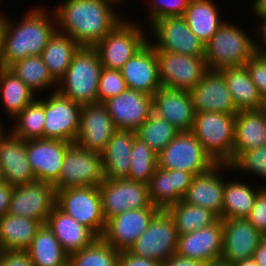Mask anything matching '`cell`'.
<instances>
[{
	"label": "cell",
	"mask_w": 266,
	"mask_h": 266,
	"mask_svg": "<svg viewBox=\"0 0 266 266\" xmlns=\"http://www.w3.org/2000/svg\"><path fill=\"white\" fill-rule=\"evenodd\" d=\"M37 95L8 68H0V101L13 120Z\"/></svg>",
	"instance_id": "8d00e7d4"
},
{
	"label": "cell",
	"mask_w": 266,
	"mask_h": 266,
	"mask_svg": "<svg viewBox=\"0 0 266 266\" xmlns=\"http://www.w3.org/2000/svg\"><path fill=\"white\" fill-rule=\"evenodd\" d=\"M218 71L223 75L238 111L261 108L260 93L246 66L226 67Z\"/></svg>",
	"instance_id": "4dcf8cb0"
},
{
	"label": "cell",
	"mask_w": 266,
	"mask_h": 266,
	"mask_svg": "<svg viewBox=\"0 0 266 266\" xmlns=\"http://www.w3.org/2000/svg\"><path fill=\"white\" fill-rule=\"evenodd\" d=\"M117 1H119V2L122 3V5H123V3H124L125 1H127V0H117Z\"/></svg>",
	"instance_id": "e7e4bbea"
},
{
	"label": "cell",
	"mask_w": 266,
	"mask_h": 266,
	"mask_svg": "<svg viewBox=\"0 0 266 266\" xmlns=\"http://www.w3.org/2000/svg\"><path fill=\"white\" fill-rule=\"evenodd\" d=\"M205 263L189 258H183L178 255H173L163 263L161 266H204Z\"/></svg>",
	"instance_id": "db71d44e"
},
{
	"label": "cell",
	"mask_w": 266,
	"mask_h": 266,
	"mask_svg": "<svg viewBox=\"0 0 266 266\" xmlns=\"http://www.w3.org/2000/svg\"><path fill=\"white\" fill-rule=\"evenodd\" d=\"M204 266H233V264L222 259H218L206 262Z\"/></svg>",
	"instance_id": "6f0895ef"
},
{
	"label": "cell",
	"mask_w": 266,
	"mask_h": 266,
	"mask_svg": "<svg viewBox=\"0 0 266 266\" xmlns=\"http://www.w3.org/2000/svg\"><path fill=\"white\" fill-rule=\"evenodd\" d=\"M31 7L17 21L3 14L2 26V67L8 68L13 63L28 56L41 55L50 37L57 30L52 9L42 6Z\"/></svg>",
	"instance_id": "7a4b0ae2"
},
{
	"label": "cell",
	"mask_w": 266,
	"mask_h": 266,
	"mask_svg": "<svg viewBox=\"0 0 266 266\" xmlns=\"http://www.w3.org/2000/svg\"><path fill=\"white\" fill-rule=\"evenodd\" d=\"M253 258L258 266H266V237H264L258 244L254 252Z\"/></svg>",
	"instance_id": "9f6ffc18"
},
{
	"label": "cell",
	"mask_w": 266,
	"mask_h": 266,
	"mask_svg": "<svg viewBox=\"0 0 266 266\" xmlns=\"http://www.w3.org/2000/svg\"><path fill=\"white\" fill-rule=\"evenodd\" d=\"M251 12L254 18L266 19V0H251ZM256 15V16H255Z\"/></svg>",
	"instance_id": "11a10c76"
},
{
	"label": "cell",
	"mask_w": 266,
	"mask_h": 266,
	"mask_svg": "<svg viewBox=\"0 0 266 266\" xmlns=\"http://www.w3.org/2000/svg\"><path fill=\"white\" fill-rule=\"evenodd\" d=\"M222 250L223 227L219 218L208 227L179 235L176 255L206 263L220 259Z\"/></svg>",
	"instance_id": "cb8c5ba5"
},
{
	"label": "cell",
	"mask_w": 266,
	"mask_h": 266,
	"mask_svg": "<svg viewBox=\"0 0 266 266\" xmlns=\"http://www.w3.org/2000/svg\"><path fill=\"white\" fill-rule=\"evenodd\" d=\"M43 222L32 218L14 216L9 213L0 218V251H25Z\"/></svg>",
	"instance_id": "1f68e13d"
},
{
	"label": "cell",
	"mask_w": 266,
	"mask_h": 266,
	"mask_svg": "<svg viewBox=\"0 0 266 266\" xmlns=\"http://www.w3.org/2000/svg\"><path fill=\"white\" fill-rule=\"evenodd\" d=\"M260 110L262 111V113L266 117V101H262Z\"/></svg>",
	"instance_id": "6125c7cd"
},
{
	"label": "cell",
	"mask_w": 266,
	"mask_h": 266,
	"mask_svg": "<svg viewBox=\"0 0 266 266\" xmlns=\"http://www.w3.org/2000/svg\"><path fill=\"white\" fill-rule=\"evenodd\" d=\"M226 20L205 44V61L208 70L245 66L255 54V40L240 25ZM246 32V33H245Z\"/></svg>",
	"instance_id": "277c9868"
},
{
	"label": "cell",
	"mask_w": 266,
	"mask_h": 266,
	"mask_svg": "<svg viewBox=\"0 0 266 266\" xmlns=\"http://www.w3.org/2000/svg\"><path fill=\"white\" fill-rule=\"evenodd\" d=\"M13 188L8 183L0 185V218L8 213Z\"/></svg>",
	"instance_id": "f5cc1de1"
},
{
	"label": "cell",
	"mask_w": 266,
	"mask_h": 266,
	"mask_svg": "<svg viewBox=\"0 0 266 266\" xmlns=\"http://www.w3.org/2000/svg\"><path fill=\"white\" fill-rule=\"evenodd\" d=\"M56 205L70 217L102 237L106 220L99 186L70 187L56 191Z\"/></svg>",
	"instance_id": "ba28073f"
},
{
	"label": "cell",
	"mask_w": 266,
	"mask_h": 266,
	"mask_svg": "<svg viewBox=\"0 0 266 266\" xmlns=\"http://www.w3.org/2000/svg\"><path fill=\"white\" fill-rule=\"evenodd\" d=\"M191 132L216 164L233 162L235 115L220 112L195 113Z\"/></svg>",
	"instance_id": "5b68a950"
},
{
	"label": "cell",
	"mask_w": 266,
	"mask_h": 266,
	"mask_svg": "<svg viewBox=\"0 0 266 266\" xmlns=\"http://www.w3.org/2000/svg\"><path fill=\"white\" fill-rule=\"evenodd\" d=\"M48 93L43 94L45 117L43 139L75 143L82 106L61 95L57 90L49 96Z\"/></svg>",
	"instance_id": "4fadbf2b"
},
{
	"label": "cell",
	"mask_w": 266,
	"mask_h": 266,
	"mask_svg": "<svg viewBox=\"0 0 266 266\" xmlns=\"http://www.w3.org/2000/svg\"><path fill=\"white\" fill-rule=\"evenodd\" d=\"M118 266H161V263L153 259L136 256L125 250L119 253Z\"/></svg>",
	"instance_id": "f907efd6"
},
{
	"label": "cell",
	"mask_w": 266,
	"mask_h": 266,
	"mask_svg": "<svg viewBox=\"0 0 266 266\" xmlns=\"http://www.w3.org/2000/svg\"><path fill=\"white\" fill-rule=\"evenodd\" d=\"M223 250L220 259L232 264L252 258L264 238L246 218L222 219Z\"/></svg>",
	"instance_id": "44dd1931"
},
{
	"label": "cell",
	"mask_w": 266,
	"mask_h": 266,
	"mask_svg": "<svg viewBox=\"0 0 266 266\" xmlns=\"http://www.w3.org/2000/svg\"><path fill=\"white\" fill-rule=\"evenodd\" d=\"M136 131L117 129L101 153L105 179L128 178Z\"/></svg>",
	"instance_id": "f1b7e54d"
},
{
	"label": "cell",
	"mask_w": 266,
	"mask_h": 266,
	"mask_svg": "<svg viewBox=\"0 0 266 266\" xmlns=\"http://www.w3.org/2000/svg\"><path fill=\"white\" fill-rule=\"evenodd\" d=\"M126 18L94 46L103 68L121 69L150 39L141 23Z\"/></svg>",
	"instance_id": "8992f818"
},
{
	"label": "cell",
	"mask_w": 266,
	"mask_h": 266,
	"mask_svg": "<svg viewBox=\"0 0 266 266\" xmlns=\"http://www.w3.org/2000/svg\"><path fill=\"white\" fill-rule=\"evenodd\" d=\"M37 96L38 93L57 90L58 82L50 74L41 55L28 56L8 67ZM52 89V90H51Z\"/></svg>",
	"instance_id": "74e56055"
},
{
	"label": "cell",
	"mask_w": 266,
	"mask_h": 266,
	"mask_svg": "<svg viewBox=\"0 0 266 266\" xmlns=\"http://www.w3.org/2000/svg\"><path fill=\"white\" fill-rule=\"evenodd\" d=\"M81 46L68 34L56 30L42 51V59L58 82L67 72L74 54Z\"/></svg>",
	"instance_id": "e575fe53"
},
{
	"label": "cell",
	"mask_w": 266,
	"mask_h": 266,
	"mask_svg": "<svg viewBox=\"0 0 266 266\" xmlns=\"http://www.w3.org/2000/svg\"><path fill=\"white\" fill-rule=\"evenodd\" d=\"M121 4L117 0H63L52 10L59 32L80 46L94 47L125 19L116 9Z\"/></svg>",
	"instance_id": "6da1fadb"
},
{
	"label": "cell",
	"mask_w": 266,
	"mask_h": 266,
	"mask_svg": "<svg viewBox=\"0 0 266 266\" xmlns=\"http://www.w3.org/2000/svg\"><path fill=\"white\" fill-rule=\"evenodd\" d=\"M37 96L28 106H26L14 119L11 133L21 139H43L45 124L44 117V97Z\"/></svg>",
	"instance_id": "ab89813d"
},
{
	"label": "cell",
	"mask_w": 266,
	"mask_h": 266,
	"mask_svg": "<svg viewBox=\"0 0 266 266\" xmlns=\"http://www.w3.org/2000/svg\"><path fill=\"white\" fill-rule=\"evenodd\" d=\"M0 266H33V263L26 251L4 250L0 251Z\"/></svg>",
	"instance_id": "681fc988"
},
{
	"label": "cell",
	"mask_w": 266,
	"mask_h": 266,
	"mask_svg": "<svg viewBox=\"0 0 266 266\" xmlns=\"http://www.w3.org/2000/svg\"><path fill=\"white\" fill-rule=\"evenodd\" d=\"M116 130L117 128L103 103L84 105L80 114V125L75 144L101 154Z\"/></svg>",
	"instance_id": "e0dca14e"
},
{
	"label": "cell",
	"mask_w": 266,
	"mask_h": 266,
	"mask_svg": "<svg viewBox=\"0 0 266 266\" xmlns=\"http://www.w3.org/2000/svg\"><path fill=\"white\" fill-rule=\"evenodd\" d=\"M262 101H266V58L254 54L245 64Z\"/></svg>",
	"instance_id": "7dc6e473"
},
{
	"label": "cell",
	"mask_w": 266,
	"mask_h": 266,
	"mask_svg": "<svg viewBox=\"0 0 266 266\" xmlns=\"http://www.w3.org/2000/svg\"><path fill=\"white\" fill-rule=\"evenodd\" d=\"M246 219L266 237V186L258 192L254 206Z\"/></svg>",
	"instance_id": "c3c4849f"
},
{
	"label": "cell",
	"mask_w": 266,
	"mask_h": 266,
	"mask_svg": "<svg viewBox=\"0 0 266 266\" xmlns=\"http://www.w3.org/2000/svg\"><path fill=\"white\" fill-rule=\"evenodd\" d=\"M191 0H148L147 17L149 27L158 19L183 16ZM149 5V7H148Z\"/></svg>",
	"instance_id": "bcb514c9"
},
{
	"label": "cell",
	"mask_w": 266,
	"mask_h": 266,
	"mask_svg": "<svg viewBox=\"0 0 266 266\" xmlns=\"http://www.w3.org/2000/svg\"><path fill=\"white\" fill-rule=\"evenodd\" d=\"M25 251L33 266H68L69 255L46 223L38 229L32 244Z\"/></svg>",
	"instance_id": "d590c367"
},
{
	"label": "cell",
	"mask_w": 266,
	"mask_h": 266,
	"mask_svg": "<svg viewBox=\"0 0 266 266\" xmlns=\"http://www.w3.org/2000/svg\"><path fill=\"white\" fill-rule=\"evenodd\" d=\"M178 236L173 218L166 210H160L128 251L163 263L176 254Z\"/></svg>",
	"instance_id": "9c48e42d"
},
{
	"label": "cell",
	"mask_w": 266,
	"mask_h": 266,
	"mask_svg": "<svg viewBox=\"0 0 266 266\" xmlns=\"http://www.w3.org/2000/svg\"><path fill=\"white\" fill-rule=\"evenodd\" d=\"M194 175L180 170H168L157 167L148 184L151 204L160 210L183 200Z\"/></svg>",
	"instance_id": "484cf974"
},
{
	"label": "cell",
	"mask_w": 266,
	"mask_h": 266,
	"mask_svg": "<svg viewBox=\"0 0 266 266\" xmlns=\"http://www.w3.org/2000/svg\"><path fill=\"white\" fill-rule=\"evenodd\" d=\"M46 224L68 255L82 250L98 238L90 228L70 217L57 205L52 209Z\"/></svg>",
	"instance_id": "83f0119b"
},
{
	"label": "cell",
	"mask_w": 266,
	"mask_h": 266,
	"mask_svg": "<svg viewBox=\"0 0 266 266\" xmlns=\"http://www.w3.org/2000/svg\"><path fill=\"white\" fill-rule=\"evenodd\" d=\"M159 211L151 204L117 214L106 221L102 238L118 251L129 250Z\"/></svg>",
	"instance_id": "2e32d148"
},
{
	"label": "cell",
	"mask_w": 266,
	"mask_h": 266,
	"mask_svg": "<svg viewBox=\"0 0 266 266\" xmlns=\"http://www.w3.org/2000/svg\"><path fill=\"white\" fill-rule=\"evenodd\" d=\"M157 167V153L136 136L133 141L130 171L127 179L148 185Z\"/></svg>",
	"instance_id": "7bdbcfd3"
},
{
	"label": "cell",
	"mask_w": 266,
	"mask_h": 266,
	"mask_svg": "<svg viewBox=\"0 0 266 266\" xmlns=\"http://www.w3.org/2000/svg\"><path fill=\"white\" fill-rule=\"evenodd\" d=\"M105 220L131 209L149 207L148 185L130 179H105L99 185Z\"/></svg>",
	"instance_id": "5bb4252c"
},
{
	"label": "cell",
	"mask_w": 266,
	"mask_h": 266,
	"mask_svg": "<svg viewBox=\"0 0 266 266\" xmlns=\"http://www.w3.org/2000/svg\"><path fill=\"white\" fill-rule=\"evenodd\" d=\"M179 132L170 122L152 113L136 130V135L159 154Z\"/></svg>",
	"instance_id": "b9f144b4"
},
{
	"label": "cell",
	"mask_w": 266,
	"mask_h": 266,
	"mask_svg": "<svg viewBox=\"0 0 266 266\" xmlns=\"http://www.w3.org/2000/svg\"><path fill=\"white\" fill-rule=\"evenodd\" d=\"M166 211L173 218L178 235L208 227L219 219L211 210L188 204L183 200L168 207Z\"/></svg>",
	"instance_id": "f35d334b"
},
{
	"label": "cell",
	"mask_w": 266,
	"mask_h": 266,
	"mask_svg": "<svg viewBox=\"0 0 266 266\" xmlns=\"http://www.w3.org/2000/svg\"><path fill=\"white\" fill-rule=\"evenodd\" d=\"M153 113L178 131H191L195 111L190 91L160 87L152 96Z\"/></svg>",
	"instance_id": "d4e9b609"
},
{
	"label": "cell",
	"mask_w": 266,
	"mask_h": 266,
	"mask_svg": "<svg viewBox=\"0 0 266 266\" xmlns=\"http://www.w3.org/2000/svg\"><path fill=\"white\" fill-rule=\"evenodd\" d=\"M233 266H258V264L256 263L255 259L252 257L243 261L236 262L233 264Z\"/></svg>",
	"instance_id": "680465c9"
},
{
	"label": "cell",
	"mask_w": 266,
	"mask_h": 266,
	"mask_svg": "<svg viewBox=\"0 0 266 266\" xmlns=\"http://www.w3.org/2000/svg\"><path fill=\"white\" fill-rule=\"evenodd\" d=\"M215 3L213 0H191L183 14L190 30L205 44L226 21Z\"/></svg>",
	"instance_id": "d6a6232c"
},
{
	"label": "cell",
	"mask_w": 266,
	"mask_h": 266,
	"mask_svg": "<svg viewBox=\"0 0 266 266\" xmlns=\"http://www.w3.org/2000/svg\"><path fill=\"white\" fill-rule=\"evenodd\" d=\"M266 145V117L260 109L242 110L235 115L233 161L244 151Z\"/></svg>",
	"instance_id": "f546056e"
},
{
	"label": "cell",
	"mask_w": 266,
	"mask_h": 266,
	"mask_svg": "<svg viewBox=\"0 0 266 266\" xmlns=\"http://www.w3.org/2000/svg\"><path fill=\"white\" fill-rule=\"evenodd\" d=\"M149 29L152 33L148 36H151L149 42L155 50L190 56H205V43L190 30L183 16L158 19Z\"/></svg>",
	"instance_id": "7c38bea8"
},
{
	"label": "cell",
	"mask_w": 266,
	"mask_h": 266,
	"mask_svg": "<svg viewBox=\"0 0 266 266\" xmlns=\"http://www.w3.org/2000/svg\"><path fill=\"white\" fill-rule=\"evenodd\" d=\"M127 88L126 81L120 70L102 68L99 77L96 103H104L108 99L124 92Z\"/></svg>",
	"instance_id": "f6af8a7d"
},
{
	"label": "cell",
	"mask_w": 266,
	"mask_h": 266,
	"mask_svg": "<svg viewBox=\"0 0 266 266\" xmlns=\"http://www.w3.org/2000/svg\"><path fill=\"white\" fill-rule=\"evenodd\" d=\"M0 167L5 183L20 186L36 181L27 158L26 141L11 132L0 145Z\"/></svg>",
	"instance_id": "4316f807"
},
{
	"label": "cell",
	"mask_w": 266,
	"mask_h": 266,
	"mask_svg": "<svg viewBox=\"0 0 266 266\" xmlns=\"http://www.w3.org/2000/svg\"><path fill=\"white\" fill-rule=\"evenodd\" d=\"M0 5H1V0H0ZM4 12H3V10H0V14H3Z\"/></svg>",
	"instance_id": "03108f58"
},
{
	"label": "cell",
	"mask_w": 266,
	"mask_h": 266,
	"mask_svg": "<svg viewBox=\"0 0 266 266\" xmlns=\"http://www.w3.org/2000/svg\"><path fill=\"white\" fill-rule=\"evenodd\" d=\"M71 144L63 140H26L27 158L37 180L52 185L59 181L65 154Z\"/></svg>",
	"instance_id": "ac0fdd59"
},
{
	"label": "cell",
	"mask_w": 266,
	"mask_h": 266,
	"mask_svg": "<svg viewBox=\"0 0 266 266\" xmlns=\"http://www.w3.org/2000/svg\"><path fill=\"white\" fill-rule=\"evenodd\" d=\"M161 87L191 91L208 71L205 56L156 50Z\"/></svg>",
	"instance_id": "8fae6325"
},
{
	"label": "cell",
	"mask_w": 266,
	"mask_h": 266,
	"mask_svg": "<svg viewBox=\"0 0 266 266\" xmlns=\"http://www.w3.org/2000/svg\"><path fill=\"white\" fill-rule=\"evenodd\" d=\"M259 21L260 24L258 29L255 28L256 34H254L255 54L266 58V19H259Z\"/></svg>",
	"instance_id": "816d5d0a"
},
{
	"label": "cell",
	"mask_w": 266,
	"mask_h": 266,
	"mask_svg": "<svg viewBox=\"0 0 266 266\" xmlns=\"http://www.w3.org/2000/svg\"><path fill=\"white\" fill-rule=\"evenodd\" d=\"M119 253L98 237L89 246L69 255L68 266H118Z\"/></svg>",
	"instance_id": "60d3db41"
},
{
	"label": "cell",
	"mask_w": 266,
	"mask_h": 266,
	"mask_svg": "<svg viewBox=\"0 0 266 266\" xmlns=\"http://www.w3.org/2000/svg\"><path fill=\"white\" fill-rule=\"evenodd\" d=\"M158 167L195 175L209 171L216 163L191 131H182L157 154Z\"/></svg>",
	"instance_id": "52a82bcc"
},
{
	"label": "cell",
	"mask_w": 266,
	"mask_h": 266,
	"mask_svg": "<svg viewBox=\"0 0 266 266\" xmlns=\"http://www.w3.org/2000/svg\"><path fill=\"white\" fill-rule=\"evenodd\" d=\"M225 171L233 174L230 164H216L209 171L195 175L183 201L209 209L222 219Z\"/></svg>",
	"instance_id": "ffe728a7"
},
{
	"label": "cell",
	"mask_w": 266,
	"mask_h": 266,
	"mask_svg": "<svg viewBox=\"0 0 266 266\" xmlns=\"http://www.w3.org/2000/svg\"><path fill=\"white\" fill-rule=\"evenodd\" d=\"M190 93L195 113L220 112L236 115L238 112L225 79L218 70H208Z\"/></svg>",
	"instance_id": "603a6c76"
},
{
	"label": "cell",
	"mask_w": 266,
	"mask_h": 266,
	"mask_svg": "<svg viewBox=\"0 0 266 266\" xmlns=\"http://www.w3.org/2000/svg\"><path fill=\"white\" fill-rule=\"evenodd\" d=\"M3 122L4 121H2L0 119V145H1L2 141L8 136L7 133H10L11 132L10 131V127H9V129L7 131L5 130L7 128H6V125ZM3 126H5V128Z\"/></svg>",
	"instance_id": "91938a15"
},
{
	"label": "cell",
	"mask_w": 266,
	"mask_h": 266,
	"mask_svg": "<svg viewBox=\"0 0 266 266\" xmlns=\"http://www.w3.org/2000/svg\"><path fill=\"white\" fill-rule=\"evenodd\" d=\"M105 180L101 154L72 143L66 151L55 190L99 186Z\"/></svg>",
	"instance_id": "30bf717a"
},
{
	"label": "cell",
	"mask_w": 266,
	"mask_h": 266,
	"mask_svg": "<svg viewBox=\"0 0 266 266\" xmlns=\"http://www.w3.org/2000/svg\"><path fill=\"white\" fill-rule=\"evenodd\" d=\"M119 70L129 89L153 96L161 87L156 50L149 41Z\"/></svg>",
	"instance_id": "7402d4cb"
},
{
	"label": "cell",
	"mask_w": 266,
	"mask_h": 266,
	"mask_svg": "<svg viewBox=\"0 0 266 266\" xmlns=\"http://www.w3.org/2000/svg\"><path fill=\"white\" fill-rule=\"evenodd\" d=\"M103 104L117 129L136 131L153 113L152 95L129 88Z\"/></svg>",
	"instance_id": "d6986e66"
},
{
	"label": "cell",
	"mask_w": 266,
	"mask_h": 266,
	"mask_svg": "<svg viewBox=\"0 0 266 266\" xmlns=\"http://www.w3.org/2000/svg\"><path fill=\"white\" fill-rule=\"evenodd\" d=\"M3 183H5V181H4V176H3V173L0 167V185H2Z\"/></svg>",
	"instance_id": "be15d7a7"
},
{
	"label": "cell",
	"mask_w": 266,
	"mask_h": 266,
	"mask_svg": "<svg viewBox=\"0 0 266 266\" xmlns=\"http://www.w3.org/2000/svg\"><path fill=\"white\" fill-rule=\"evenodd\" d=\"M102 68L95 48L81 46L58 81L57 91L81 106L96 103Z\"/></svg>",
	"instance_id": "3957f363"
},
{
	"label": "cell",
	"mask_w": 266,
	"mask_h": 266,
	"mask_svg": "<svg viewBox=\"0 0 266 266\" xmlns=\"http://www.w3.org/2000/svg\"><path fill=\"white\" fill-rule=\"evenodd\" d=\"M55 205V186L36 180L13 188L8 213L46 223Z\"/></svg>",
	"instance_id": "9a60e30c"
},
{
	"label": "cell",
	"mask_w": 266,
	"mask_h": 266,
	"mask_svg": "<svg viewBox=\"0 0 266 266\" xmlns=\"http://www.w3.org/2000/svg\"><path fill=\"white\" fill-rule=\"evenodd\" d=\"M2 26H3V14H0V68L2 67V62H1Z\"/></svg>",
	"instance_id": "94428289"
},
{
	"label": "cell",
	"mask_w": 266,
	"mask_h": 266,
	"mask_svg": "<svg viewBox=\"0 0 266 266\" xmlns=\"http://www.w3.org/2000/svg\"><path fill=\"white\" fill-rule=\"evenodd\" d=\"M225 178L222 219L247 218L258 192L264 187L250 185L246 180ZM257 187V188H256Z\"/></svg>",
	"instance_id": "836d02e7"
},
{
	"label": "cell",
	"mask_w": 266,
	"mask_h": 266,
	"mask_svg": "<svg viewBox=\"0 0 266 266\" xmlns=\"http://www.w3.org/2000/svg\"><path fill=\"white\" fill-rule=\"evenodd\" d=\"M230 165L235 173L254 175L266 180V145L242 152ZM263 185L266 186V181Z\"/></svg>",
	"instance_id": "ee69618b"
}]
</instances>
